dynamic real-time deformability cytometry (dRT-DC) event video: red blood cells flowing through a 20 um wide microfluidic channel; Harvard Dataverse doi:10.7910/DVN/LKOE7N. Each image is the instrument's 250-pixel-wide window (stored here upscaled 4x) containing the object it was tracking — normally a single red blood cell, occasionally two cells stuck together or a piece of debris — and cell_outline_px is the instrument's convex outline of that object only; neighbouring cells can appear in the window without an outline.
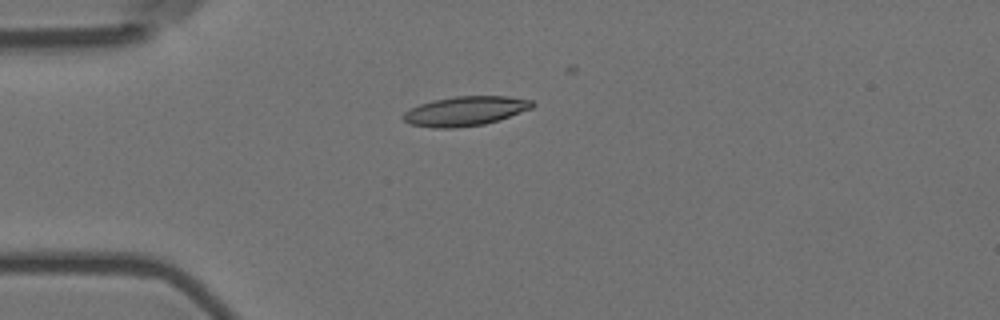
{"species": "Egyptian fruit bat (a non-hibernating species)", "species_latin": "Rousettus aegyptiacus", "temperature_condition": "room temperature", "stored_images_in_passage": 2, "camera_frame_rate_fps": 3000, "um_per_image_px": 0.085, "animal": {"sex": "female"}, "frame": {"image": 1, "passage_image": 1, "time_ms": 0.0, "image_size_px": [1000, 320], "cell_outline_px": [[536, 104], [532, 108], [484, 124], [452, 128], [432, 128], [408, 124], [400, 116], [404, 112], [420, 104], [432, 100], [456, 96], [508, 96], [532, 100]], "centroid_in_image_um": [39.51, 9.44], "position_along_channel_um": 45.5, "area_um2": 22.08}}